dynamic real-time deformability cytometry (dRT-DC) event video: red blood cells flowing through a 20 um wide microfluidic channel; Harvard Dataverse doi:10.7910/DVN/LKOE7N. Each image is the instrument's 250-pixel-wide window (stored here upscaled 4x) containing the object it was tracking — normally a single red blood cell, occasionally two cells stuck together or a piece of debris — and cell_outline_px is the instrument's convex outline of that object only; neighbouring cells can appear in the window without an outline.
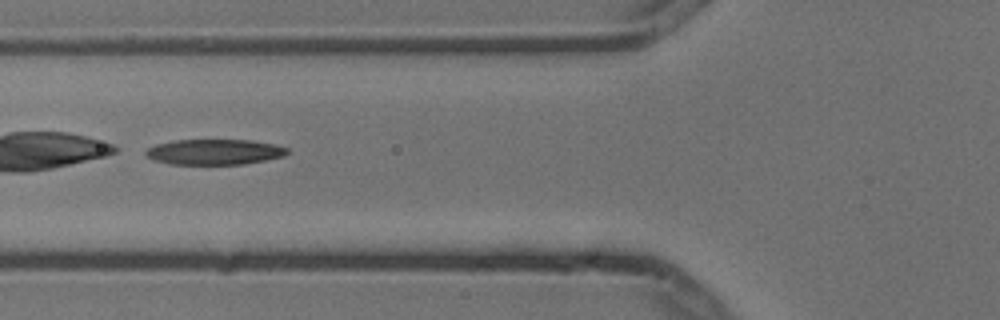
{"species": "common noctule bat (a hibernating species)", "species_latin": "Nyctalus noctula", "temperature_condition": "cold", "stored_images_in_passage": 8, "camera_frame_rate_fps": 3000, "um_per_image_px": 0.085, "animal": {"sex": "male", "body_mass_g": 13.3}, "frame": {"image": 1, "passage_image": 6, "time_ms": 1.667, "image_size_px": [1000, 320], "cell_outline_px": [[288, 152], [284, 156], [244, 164], [168, 164], [152, 160], [144, 152], [148, 148], [156, 144], [172, 140], [252, 140], [276, 144], [288, 148]], "centroid_in_image_um": [18.22, 12.91], "position_along_channel_um": 107.6, "area_um2": 21.1}}
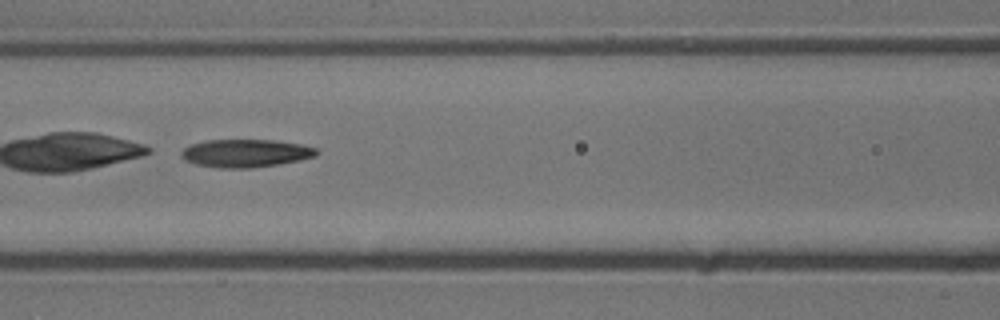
{"frame": {"image": 2, "passage_image": 7, "time_ms": 2.0, "image_size_px": [1000, 320], "cell_outline_px": [[320, 152], [316, 156], [300, 160], [276, 164], [248, 168], [220, 168], [196, 164], [184, 160], [180, 156], [180, 152], [184, 148], [192, 144], [208, 140], [272, 140], [300, 144], [316, 148]], "centroid_in_image_um": [20.87, 13.02], "position_along_channel_um": 145.7, "area_um2": 21.91}}
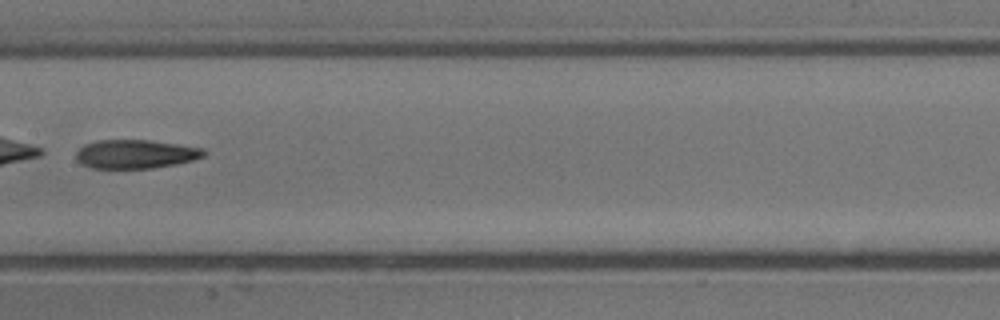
{"frame": {"image": 3, "passage_image": 8, "time_ms": 2.333, "image_size_px": [1000, 320], "cell_outline_px": [[204, 156], [192, 160], [176, 164], [152, 168], [92, 168], [80, 164], [76, 160], [76, 152], [84, 144], [96, 140], [148, 140], [204, 148]], "centroid_in_image_um": [11.47, 13.09], "position_along_channel_um": 195.9, "area_um2": 21.39}}